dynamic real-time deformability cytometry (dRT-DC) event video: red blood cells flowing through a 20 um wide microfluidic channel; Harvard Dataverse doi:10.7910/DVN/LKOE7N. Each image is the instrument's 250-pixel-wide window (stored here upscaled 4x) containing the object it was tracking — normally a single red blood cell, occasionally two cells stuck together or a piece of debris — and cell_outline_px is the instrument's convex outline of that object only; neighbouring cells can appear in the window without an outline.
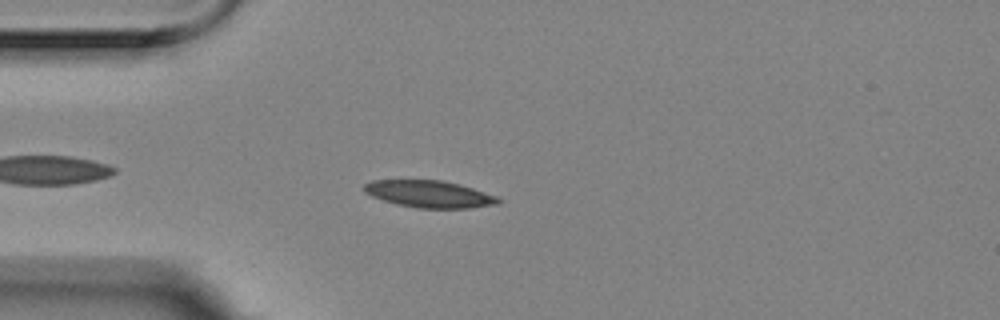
{"species": "Egyptian fruit bat (a non-hibernating species)", "species_latin": "Rousettus aegyptiacus", "temperature_condition": "room temperature", "stored_images_in_passage": 4, "camera_frame_rate_fps": 3000, "um_per_image_px": 0.085, "animal": {"sex": "female"}, "frame": {"image": 1, "passage_image": 4, "time_ms": 1.0, "image_size_px": [1000, 320], "cell_outline_px": [[504, 200], [500, 204], [468, 208], [416, 208], [396, 204], [372, 196], [364, 192], [364, 184], [372, 180], [444, 180], [460, 184], [496, 196]], "centroid_in_image_um": [36.52, 16.49], "position_along_channel_um": 48.5, "area_um2": 21.21}}